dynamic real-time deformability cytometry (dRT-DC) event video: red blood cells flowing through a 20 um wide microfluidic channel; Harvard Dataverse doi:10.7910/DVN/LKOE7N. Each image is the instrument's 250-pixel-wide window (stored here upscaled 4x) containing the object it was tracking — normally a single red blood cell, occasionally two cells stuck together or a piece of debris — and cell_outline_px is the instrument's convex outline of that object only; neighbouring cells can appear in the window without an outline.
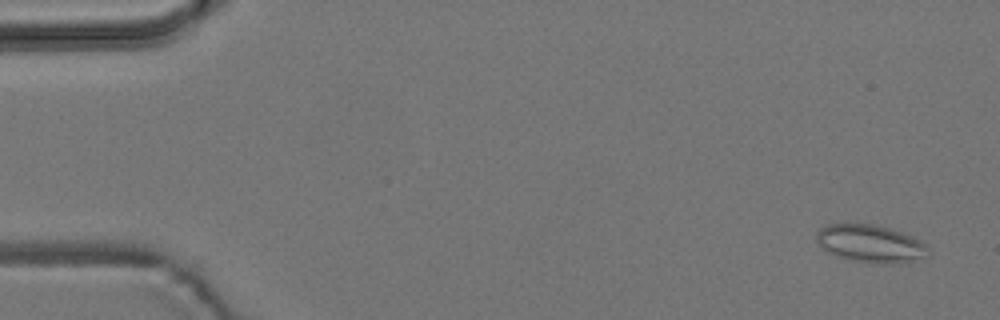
{"species": "common noctule bat (a hibernating species)", "species_latin": "Nyctalus noctula", "temperature_condition": "room temperature", "stored_images_in_passage": 5, "camera_frame_rate_fps": 3000, "um_per_image_px": 0.085, "animal": {"sex": "male", "body_mass_g": 19.2, "forearm_length_mm": 51.8}, "frame": {"image": 1, "passage_image": 1, "time_ms": 0.0, "image_size_px": [1000, 320], "cell_outline_px": [[924, 248], [916, 256], [900, 260], [860, 260], [840, 256], [828, 252], [820, 248], [816, 240], [816, 232], [820, 228], [828, 224], [872, 224], [888, 228], [912, 236], [924, 244]], "centroid_in_image_um": [73.74, 20.59], "position_along_channel_um": 11.3, "area_um2": 22.25}}